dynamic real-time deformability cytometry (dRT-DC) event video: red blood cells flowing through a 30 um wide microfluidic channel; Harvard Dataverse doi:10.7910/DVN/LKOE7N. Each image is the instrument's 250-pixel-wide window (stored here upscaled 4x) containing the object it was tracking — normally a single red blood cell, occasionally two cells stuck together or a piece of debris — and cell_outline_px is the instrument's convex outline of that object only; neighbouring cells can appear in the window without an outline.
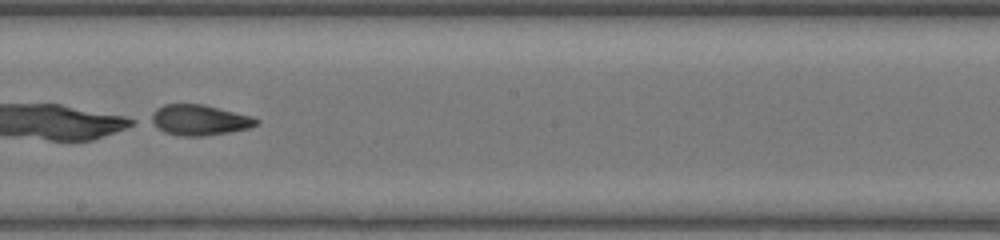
{"species": "common noctule bat (a hibernating species)", "species_latin": "Nyctalus noctula", "temperature_condition": "warm", "stored_images_in_passage": 33, "camera_frame_rate_fps": 3000, "um_per_image_px": 0.085, "animal": {"sex": "female", "body_mass_g": 17.0, "forearm_length_mm": 48.0}, "frame": {"image": 1, "passage_image": 15, "time_ms": 4.667, "image_size_px": [1000, 240], "cell_outline_px": [[260, 120], [256, 124], [248, 128], [228, 132], [204, 136], [180, 136], [164, 132], [148, 120], [152, 112], [156, 108], [164, 104], [204, 104], [252, 116]], "centroid_in_image_um": [16.9, 10.19], "position_along_channel_um": 231.3, "area_um2": 18.79}}